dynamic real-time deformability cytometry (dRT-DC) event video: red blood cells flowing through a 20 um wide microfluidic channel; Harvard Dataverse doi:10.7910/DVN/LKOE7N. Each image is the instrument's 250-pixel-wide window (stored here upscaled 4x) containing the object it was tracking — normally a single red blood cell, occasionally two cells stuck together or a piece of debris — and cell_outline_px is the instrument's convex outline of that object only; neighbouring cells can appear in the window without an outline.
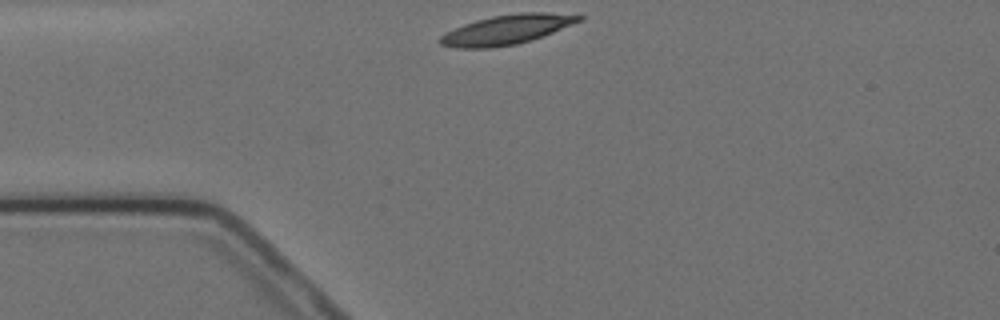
{"species": "Egyptian fruit bat (a non-hibernating species)", "species_latin": "Rousettus aegyptiacus", "temperature_condition": "cold", "stored_images_in_passage": 1, "camera_frame_rate_fps": 3000, "um_per_image_px": 0.085, "animal": {"sex": "female"}, "frame": {"image": 1, "passage_image": 1, "time_ms": 0.0, "image_size_px": [1000, 320], "cell_outline_px": [[584, 20], [532, 40], [516, 44], [492, 48], [456, 48], [440, 44], [436, 40], [440, 36], [464, 24], [476, 20], [492, 16], [520, 12], [548, 12], [584, 16]], "centroid_in_image_um": [43.08, 2.52], "position_along_channel_um": 41.9, "area_um2": 23.93}}